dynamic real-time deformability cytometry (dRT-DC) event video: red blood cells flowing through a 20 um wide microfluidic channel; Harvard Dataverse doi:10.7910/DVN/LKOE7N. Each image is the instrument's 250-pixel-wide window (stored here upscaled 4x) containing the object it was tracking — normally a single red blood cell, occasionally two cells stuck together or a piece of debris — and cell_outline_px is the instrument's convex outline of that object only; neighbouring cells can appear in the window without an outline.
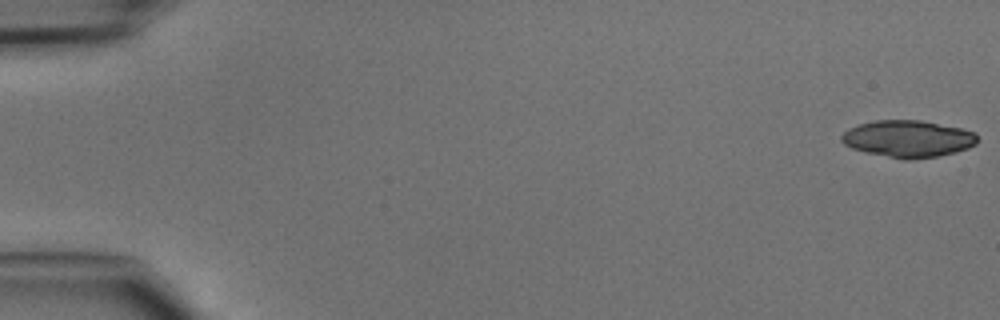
{"species": "common noctule bat (a hibernating species)", "species_latin": "Nyctalus noctula", "temperature_condition": "cold", "stored_images_in_passage": 47, "camera_frame_rate_fps": 3000, "um_per_image_px": 0.085, "animal": {"sex": "male", "body_mass_g": 15.6}, "frame": {"image": 1, "passage_image": 1, "time_ms": 0.0, "image_size_px": [1000, 320], "cell_outline_px": [[976, 144], [968, 148], [956, 152], [936, 156], [908, 160], [904, 160], [868, 152], [852, 148], [844, 144], [840, 140], [840, 136], [848, 128], [860, 124], [876, 120], [920, 120], [960, 128], [976, 132]], "centroid_in_image_um": [77.17, 11.79], "position_along_channel_um": 7.8, "area_um2": 29.07}}
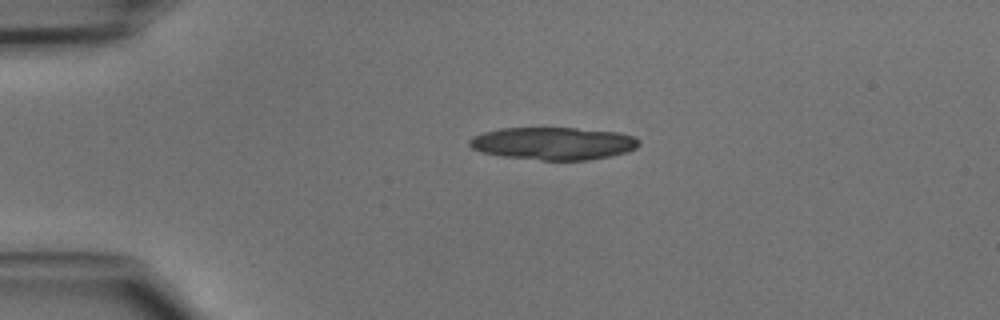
{"frame": {"image": 2, "passage_image": 11, "time_ms": 3.333, "image_size_px": [1000, 320], "cell_outline_px": [[640, 144], [636, 148], [628, 152], [612, 156], [588, 160], [540, 160], [500, 156], [484, 152], [472, 148], [468, 144], [468, 140], [472, 136], [484, 132], [500, 128], [576, 128], [616, 132], [632, 136], [640, 140]], "centroid_in_image_um": [47.03, 12.19], "position_along_channel_um": 38.0, "area_um2": 32.31}}